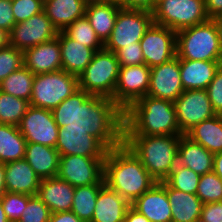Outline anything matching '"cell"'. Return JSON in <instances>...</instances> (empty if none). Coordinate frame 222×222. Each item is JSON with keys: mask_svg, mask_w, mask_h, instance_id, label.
<instances>
[{"mask_svg": "<svg viewBox=\"0 0 222 222\" xmlns=\"http://www.w3.org/2000/svg\"><path fill=\"white\" fill-rule=\"evenodd\" d=\"M200 218L205 222H222V201L203 204Z\"/></svg>", "mask_w": 222, "mask_h": 222, "instance_id": "cell-45", "label": "cell"}, {"mask_svg": "<svg viewBox=\"0 0 222 222\" xmlns=\"http://www.w3.org/2000/svg\"><path fill=\"white\" fill-rule=\"evenodd\" d=\"M57 34L58 30L42 11L12 27L9 33V45L24 52L26 49L54 39Z\"/></svg>", "mask_w": 222, "mask_h": 222, "instance_id": "cell-14", "label": "cell"}, {"mask_svg": "<svg viewBox=\"0 0 222 222\" xmlns=\"http://www.w3.org/2000/svg\"><path fill=\"white\" fill-rule=\"evenodd\" d=\"M211 19L214 21V24L216 26V29H217V32H218V35L222 44V17L218 15Z\"/></svg>", "mask_w": 222, "mask_h": 222, "instance_id": "cell-53", "label": "cell"}, {"mask_svg": "<svg viewBox=\"0 0 222 222\" xmlns=\"http://www.w3.org/2000/svg\"><path fill=\"white\" fill-rule=\"evenodd\" d=\"M9 45V33L0 28V48Z\"/></svg>", "mask_w": 222, "mask_h": 222, "instance_id": "cell-52", "label": "cell"}, {"mask_svg": "<svg viewBox=\"0 0 222 222\" xmlns=\"http://www.w3.org/2000/svg\"><path fill=\"white\" fill-rule=\"evenodd\" d=\"M183 91L177 56L166 63L150 68L148 96L174 102Z\"/></svg>", "mask_w": 222, "mask_h": 222, "instance_id": "cell-16", "label": "cell"}, {"mask_svg": "<svg viewBox=\"0 0 222 222\" xmlns=\"http://www.w3.org/2000/svg\"><path fill=\"white\" fill-rule=\"evenodd\" d=\"M119 68L114 52L105 48L98 50L90 64L78 76L79 88L91 95L109 97L114 101Z\"/></svg>", "mask_w": 222, "mask_h": 222, "instance_id": "cell-6", "label": "cell"}, {"mask_svg": "<svg viewBox=\"0 0 222 222\" xmlns=\"http://www.w3.org/2000/svg\"><path fill=\"white\" fill-rule=\"evenodd\" d=\"M204 3L209 18H214L222 13V0H204Z\"/></svg>", "mask_w": 222, "mask_h": 222, "instance_id": "cell-48", "label": "cell"}, {"mask_svg": "<svg viewBox=\"0 0 222 222\" xmlns=\"http://www.w3.org/2000/svg\"><path fill=\"white\" fill-rule=\"evenodd\" d=\"M185 136L212 154L222 152V115L217 114L197 124Z\"/></svg>", "mask_w": 222, "mask_h": 222, "instance_id": "cell-30", "label": "cell"}, {"mask_svg": "<svg viewBox=\"0 0 222 222\" xmlns=\"http://www.w3.org/2000/svg\"><path fill=\"white\" fill-rule=\"evenodd\" d=\"M194 222H205V221H203V220L200 218V219L195 220Z\"/></svg>", "mask_w": 222, "mask_h": 222, "instance_id": "cell-57", "label": "cell"}, {"mask_svg": "<svg viewBox=\"0 0 222 222\" xmlns=\"http://www.w3.org/2000/svg\"><path fill=\"white\" fill-rule=\"evenodd\" d=\"M222 61L179 59L181 83L185 90H206Z\"/></svg>", "mask_w": 222, "mask_h": 222, "instance_id": "cell-22", "label": "cell"}, {"mask_svg": "<svg viewBox=\"0 0 222 222\" xmlns=\"http://www.w3.org/2000/svg\"><path fill=\"white\" fill-rule=\"evenodd\" d=\"M159 1H161V0H154V9H155L156 4H157Z\"/></svg>", "mask_w": 222, "mask_h": 222, "instance_id": "cell-56", "label": "cell"}, {"mask_svg": "<svg viewBox=\"0 0 222 222\" xmlns=\"http://www.w3.org/2000/svg\"><path fill=\"white\" fill-rule=\"evenodd\" d=\"M176 56L179 59L222 61V44L214 24L206 22L176 32Z\"/></svg>", "mask_w": 222, "mask_h": 222, "instance_id": "cell-5", "label": "cell"}, {"mask_svg": "<svg viewBox=\"0 0 222 222\" xmlns=\"http://www.w3.org/2000/svg\"><path fill=\"white\" fill-rule=\"evenodd\" d=\"M18 129L26 143H37L56 148L58 125L51 110L30 105L21 119Z\"/></svg>", "mask_w": 222, "mask_h": 222, "instance_id": "cell-13", "label": "cell"}, {"mask_svg": "<svg viewBox=\"0 0 222 222\" xmlns=\"http://www.w3.org/2000/svg\"><path fill=\"white\" fill-rule=\"evenodd\" d=\"M196 195L203 204L222 201V180L214 171L200 175Z\"/></svg>", "mask_w": 222, "mask_h": 222, "instance_id": "cell-37", "label": "cell"}, {"mask_svg": "<svg viewBox=\"0 0 222 222\" xmlns=\"http://www.w3.org/2000/svg\"><path fill=\"white\" fill-rule=\"evenodd\" d=\"M123 222H150L143 214L139 213L132 206L126 212Z\"/></svg>", "mask_w": 222, "mask_h": 222, "instance_id": "cell-49", "label": "cell"}, {"mask_svg": "<svg viewBox=\"0 0 222 222\" xmlns=\"http://www.w3.org/2000/svg\"><path fill=\"white\" fill-rule=\"evenodd\" d=\"M213 171L222 180V152L214 154Z\"/></svg>", "mask_w": 222, "mask_h": 222, "instance_id": "cell-50", "label": "cell"}, {"mask_svg": "<svg viewBox=\"0 0 222 222\" xmlns=\"http://www.w3.org/2000/svg\"><path fill=\"white\" fill-rule=\"evenodd\" d=\"M115 54L120 66L145 64L140 42H134V45H126Z\"/></svg>", "mask_w": 222, "mask_h": 222, "instance_id": "cell-42", "label": "cell"}, {"mask_svg": "<svg viewBox=\"0 0 222 222\" xmlns=\"http://www.w3.org/2000/svg\"><path fill=\"white\" fill-rule=\"evenodd\" d=\"M41 178L23 158L5 163V187L7 192L37 195Z\"/></svg>", "mask_w": 222, "mask_h": 222, "instance_id": "cell-21", "label": "cell"}, {"mask_svg": "<svg viewBox=\"0 0 222 222\" xmlns=\"http://www.w3.org/2000/svg\"><path fill=\"white\" fill-rule=\"evenodd\" d=\"M24 159L41 179L57 176L60 154L56 148L26 143Z\"/></svg>", "mask_w": 222, "mask_h": 222, "instance_id": "cell-26", "label": "cell"}, {"mask_svg": "<svg viewBox=\"0 0 222 222\" xmlns=\"http://www.w3.org/2000/svg\"><path fill=\"white\" fill-rule=\"evenodd\" d=\"M24 65L35 75L62 69L59 31L57 37L23 52Z\"/></svg>", "mask_w": 222, "mask_h": 222, "instance_id": "cell-18", "label": "cell"}, {"mask_svg": "<svg viewBox=\"0 0 222 222\" xmlns=\"http://www.w3.org/2000/svg\"><path fill=\"white\" fill-rule=\"evenodd\" d=\"M86 4L90 3H104V2H111V1H117V0H84Z\"/></svg>", "mask_w": 222, "mask_h": 222, "instance_id": "cell-55", "label": "cell"}, {"mask_svg": "<svg viewBox=\"0 0 222 222\" xmlns=\"http://www.w3.org/2000/svg\"><path fill=\"white\" fill-rule=\"evenodd\" d=\"M206 91L214 111L222 115V64L215 73L214 79L207 86Z\"/></svg>", "mask_w": 222, "mask_h": 222, "instance_id": "cell-43", "label": "cell"}, {"mask_svg": "<svg viewBox=\"0 0 222 222\" xmlns=\"http://www.w3.org/2000/svg\"><path fill=\"white\" fill-rule=\"evenodd\" d=\"M70 38L78 41L95 51L104 48V44L96 35L94 28L91 26L86 16L76 19L71 25L63 30Z\"/></svg>", "mask_w": 222, "mask_h": 222, "instance_id": "cell-35", "label": "cell"}, {"mask_svg": "<svg viewBox=\"0 0 222 222\" xmlns=\"http://www.w3.org/2000/svg\"><path fill=\"white\" fill-rule=\"evenodd\" d=\"M214 154L185 135L178 142L177 163L188 167L199 175L213 171Z\"/></svg>", "mask_w": 222, "mask_h": 222, "instance_id": "cell-25", "label": "cell"}, {"mask_svg": "<svg viewBox=\"0 0 222 222\" xmlns=\"http://www.w3.org/2000/svg\"><path fill=\"white\" fill-rule=\"evenodd\" d=\"M150 67L146 64L120 66L114 91V102L125 111L133 102L148 93Z\"/></svg>", "mask_w": 222, "mask_h": 222, "instance_id": "cell-12", "label": "cell"}, {"mask_svg": "<svg viewBox=\"0 0 222 222\" xmlns=\"http://www.w3.org/2000/svg\"><path fill=\"white\" fill-rule=\"evenodd\" d=\"M154 23L173 31L206 22L204 0H161L153 11Z\"/></svg>", "mask_w": 222, "mask_h": 222, "instance_id": "cell-8", "label": "cell"}, {"mask_svg": "<svg viewBox=\"0 0 222 222\" xmlns=\"http://www.w3.org/2000/svg\"><path fill=\"white\" fill-rule=\"evenodd\" d=\"M153 23V12L121 7L104 48L116 53L126 45H134V42H140Z\"/></svg>", "mask_w": 222, "mask_h": 222, "instance_id": "cell-9", "label": "cell"}, {"mask_svg": "<svg viewBox=\"0 0 222 222\" xmlns=\"http://www.w3.org/2000/svg\"><path fill=\"white\" fill-rule=\"evenodd\" d=\"M79 89L78 77L63 69L34 76L30 105L52 110Z\"/></svg>", "mask_w": 222, "mask_h": 222, "instance_id": "cell-7", "label": "cell"}, {"mask_svg": "<svg viewBox=\"0 0 222 222\" xmlns=\"http://www.w3.org/2000/svg\"><path fill=\"white\" fill-rule=\"evenodd\" d=\"M182 135H123V143L157 181H164L177 164Z\"/></svg>", "mask_w": 222, "mask_h": 222, "instance_id": "cell-4", "label": "cell"}, {"mask_svg": "<svg viewBox=\"0 0 222 222\" xmlns=\"http://www.w3.org/2000/svg\"><path fill=\"white\" fill-rule=\"evenodd\" d=\"M6 192L5 187V164L0 162V200Z\"/></svg>", "mask_w": 222, "mask_h": 222, "instance_id": "cell-51", "label": "cell"}, {"mask_svg": "<svg viewBox=\"0 0 222 222\" xmlns=\"http://www.w3.org/2000/svg\"><path fill=\"white\" fill-rule=\"evenodd\" d=\"M103 178L110 189L130 204L157 182L124 143L108 150Z\"/></svg>", "mask_w": 222, "mask_h": 222, "instance_id": "cell-2", "label": "cell"}, {"mask_svg": "<svg viewBox=\"0 0 222 222\" xmlns=\"http://www.w3.org/2000/svg\"><path fill=\"white\" fill-rule=\"evenodd\" d=\"M120 8L121 6L117 1L86 5L85 16L103 44L111 35Z\"/></svg>", "mask_w": 222, "mask_h": 222, "instance_id": "cell-29", "label": "cell"}, {"mask_svg": "<svg viewBox=\"0 0 222 222\" xmlns=\"http://www.w3.org/2000/svg\"><path fill=\"white\" fill-rule=\"evenodd\" d=\"M105 184L75 187L71 211L81 220L91 222L97 195Z\"/></svg>", "mask_w": 222, "mask_h": 222, "instance_id": "cell-33", "label": "cell"}, {"mask_svg": "<svg viewBox=\"0 0 222 222\" xmlns=\"http://www.w3.org/2000/svg\"><path fill=\"white\" fill-rule=\"evenodd\" d=\"M15 24L12 0H0V28L10 33Z\"/></svg>", "mask_w": 222, "mask_h": 222, "instance_id": "cell-44", "label": "cell"}, {"mask_svg": "<svg viewBox=\"0 0 222 222\" xmlns=\"http://www.w3.org/2000/svg\"><path fill=\"white\" fill-rule=\"evenodd\" d=\"M23 65V51L11 45L0 48V83Z\"/></svg>", "mask_w": 222, "mask_h": 222, "instance_id": "cell-39", "label": "cell"}, {"mask_svg": "<svg viewBox=\"0 0 222 222\" xmlns=\"http://www.w3.org/2000/svg\"><path fill=\"white\" fill-rule=\"evenodd\" d=\"M131 204L106 184L99 190L91 222H123Z\"/></svg>", "mask_w": 222, "mask_h": 222, "instance_id": "cell-24", "label": "cell"}, {"mask_svg": "<svg viewBox=\"0 0 222 222\" xmlns=\"http://www.w3.org/2000/svg\"><path fill=\"white\" fill-rule=\"evenodd\" d=\"M50 215L46 204L37 195H33L29 198L18 222H49Z\"/></svg>", "mask_w": 222, "mask_h": 222, "instance_id": "cell-40", "label": "cell"}, {"mask_svg": "<svg viewBox=\"0 0 222 222\" xmlns=\"http://www.w3.org/2000/svg\"><path fill=\"white\" fill-rule=\"evenodd\" d=\"M0 222H9V220H8L7 216L5 215V212L3 210L1 200H0Z\"/></svg>", "mask_w": 222, "mask_h": 222, "instance_id": "cell-54", "label": "cell"}, {"mask_svg": "<svg viewBox=\"0 0 222 222\" xmlns=\"http://www.w3.org/2000/svg\"><path fill=\"white\" fill-rule=\"evenodd\" d=\"M117 2L122 8L154 11V0H117Z\"/></svg>", "mask_w": 222, "mask_h": 222, "instance_id": "cell-46", "label": "cell"}, {"mask_svg": "<svg viewBox=\"0 0 222 222\" xmlns=\"http://www.w3.org/2000/svg\"><path fill=\"white\" fill-rule=\"evenodd\" d=\"M86 5L84 0H44L43 11L52 25L63 31L76 19L85 16Z\"/></svg>", "mask_w": 222, "mask_h": 222, "instance_id": "cell-27", "label": "cell"}, {"mask_svg": "<svg viewBox=\"0 0 222 222\" xmlns=\"http://www.w3.org/2000/svg\"><path fill=\"white\" fill-rule=\"evenodd\" d=\"M26 140L18 126L0 124V162L5 164L25 157Z\"/></svg>", "mask_w": 222, "mask_h": 222, "instance_id": "cell-31", "label": "cell"}, {"mask_svg": "<svg viewBox=\"0 0 222 222\" xmlns=\"http://www.w3.org/2000/svg\"><path fill=\"white\" fill-rule=\"evenodd\" d=\"M59 45L61 50L62 69L75 76H79L93 59L95 50L84 46L70 38L64 31H59Z\"/></svg>", "mask_w": 222, "mask_h": 222, "instance_id": "cell-23", "label": "cell"}, {"mask_svg": "<svg viewBox=\"0 0 222 222\" xmlns=\"http://www.w3.org/2000/svg\"><path fill=\"white\" fill-rule=\"evenodd\" d=\"M131 206L150 222H172L171 205L165 190V181L156 182L138 197Z\"/></svg>", "mask_w": 222, "mask_h": 222, "instance_id": "cell-19", "label": "cell"}, {"mask_svg": "<svg viewBox=\"0 0 222 222\" xmlns=\"http://www.w3.org/2000/svg\"><path fill=\"white\" fill-rule=\"evenodd\" d=\"M173 104L183 135L197 124L217 115L206 90H185Z\"/></svg>", "mask_w": 222, "mask_h": 222, "instance_id": "cell-11", "label": "cell"}, {"mask_svg": "<svg viewBox=\"0 0 222 222\" xmlns=\"http://www.w3.org/2000/svg\"><path fill=\"white\" fill-rule=\"evenodd\" d=\"M75 187L56 177L41 179L37 196L51 213L71 211Z\"/></svg>", "mask_w": 222, "mask_h": 222, "instance_id": "cell-20", "label": "cell"}, {"mask_svg": "<svg viewBox=\"0 0 222 222\" xmlns=\"http://www.w3.org/2000/svg\"><path fill=\"white\" fill-rule=\"evenodd\" d=\"M104 159L80 155L60 156L57 177L73 187L105 184Z\"/></svg>", "mask_w": 222, "mask_h": 222, "instance_id": "cell-10", "label": "cell"}, {"mask_svg": "<svg viewBox=\"0 0 222 222\" xmlns=\"http://www.w3.org/2000/svg\"><path fill=\"white\" fill-rule=\"evenodd\" d=\"M165 190L171 205L172 222H194L200 219L203 202L196 194L176 190L166 182Z\"/></svg>", "mask_w": 222, "mask_h": 222, "instance_id": "cell-28", "label": "cell"}, {"mask_svg": "<svg viewBox=\"0 0 222 222\" xmlns=\"http://www.w3.org/2000/svg\"><path fill=\"white\" fill-rule=\"evenodd\" d=\"M51 112L59 128L84 129L108 150L123 144L124 111L109 97L79 88Z\"/></svg>", "mask_w": 222, "mask_h": 222, "instance_id": "cell-1", "label": "cell"}, {"mask_svg": "<svg viewBox=\"0 0 222 222\" xmlns=\"http://www.w3.org/2000/svg\"><path fill=\"white\" fill-rule=\"evenodd\" d=\"M199 179V174L177 163L164 181L176 190L196 194Z\"/></svg>", "mask_w": 222, "mask_h": 222, "instance_id": "cell-36", "label": "cell"}, {"mask_svg": "<svg viewBox=\"0 0 222 222\" xmlns=\"http://www.w3.org/2000/svg\"><path fill=\"white\" fill-rule=\"evenodd\" d=\"M31 196L22 193L5 192L1 198L2 207L9 222H18Z\"/></svg>", "mask_w": 222, "mask_h": 222, "instance_id": "cell-38", "label": "cell"}, {"mask_svg": "<svg viewBox=\"0 0 222 222\" xmlns=\"http://www.w3.org/2000/svg\"><path fill=\"white\" fill-rule=\"evenodd\" d=\"M43 8L44 0H12V11L16 24L41 13Z\"/></svg>", "mask_w": 222, "mask_h": 222, "instance_id": "cell-41", "label": "cell"}, {"mask_svg": "<svg viewBox=\"0 0 222 222\" xmlns=\"http://www.w3.org/2000/svg\"><path fill=\"white\" fill-rule=\"evenodd\" d=\"M29 107L30 101L0 91V124L18 126Z\"/></svg>", "mask_w": 222, "mask_h": 222, "instance_id": "cell-34", "label": "cell"}, {"mask_svg": "<svg viewBox=\"0 0 222 222\" xmlns=\"http://www.w3.org/2000/svg\"><path fill=\"white\" fill-rule=\"evenodd\" d=\"M34 76L35 74L23 65L0 83V91L30 101Z\"/></svg>", "mask_w": 222, "mask_h": 222, "instance_id": "cell-32", "label": "cell"}, {"mask_svg": "<svg viewBox=\"0 0 222 222\" xmlns=\"http://www.w3.org/2000/svg\"><path fill=\"white\" fill-rule=\"evenodd\" d=\"M56 149L60 156L106 157L108 149L84 129H58Z\"/></svg>", "mask_w": 222, "mask_h": 222, "instance_id": "cell-17", "label": "cell"}, {"mask_svg": "<svg viewBox=\"0 0 222 222\" xmlns=\"http://www.w3.org/2000/svg\"><path fill=\"white\" fill-rule=\"evenodd\" d=\"M145 64L150 68L176 56V32L153 23L140 41Z\"/></svg>", "mask_w": 222, "mask_h": 222, "instance_id": "cell-15", "label": "cell"}, {"mask_svg": "<svg viewBox=\"0 0 222 222\" xmlns=\"http://www.w3.org/2000/svg\"><path fill=\"white\" fill-rule=\"evenodd\" d=\"M124 135H183L173 101L144 96L124 111Z\"/></svg>", "mask_w": 222, "mask_h": 222, "instance_id": "cell-3", "label": "cell"}, {"mask_svg": "<svg viewBox=\"0 0 222 222\" xmlns=\"http://www.w3.org/2000/svg\"><path fill=\"white\" fill-rule=\"evenodd\" d=\"M49 222H85L79 219L72 211L51 213Z\"/></svg>", "mask_w": 222, "mask_h": 222, "instance_id": "cell-47", "label": "cell"}]
</instances>
